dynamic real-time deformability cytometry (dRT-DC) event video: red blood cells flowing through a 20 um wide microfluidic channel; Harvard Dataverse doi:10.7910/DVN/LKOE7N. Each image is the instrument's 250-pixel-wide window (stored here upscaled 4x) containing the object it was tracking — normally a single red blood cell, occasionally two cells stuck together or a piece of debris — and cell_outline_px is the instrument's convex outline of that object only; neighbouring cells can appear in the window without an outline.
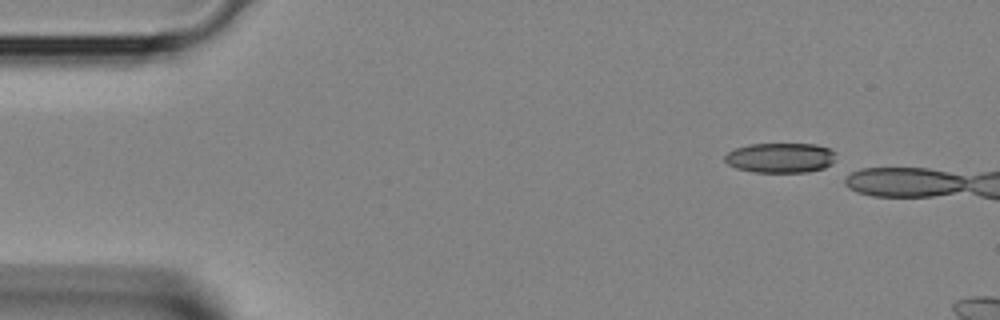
{"species": "Egyptian fruit bat (a non-hibernating species)", "species_latin": "Rousettus aegyptiacus", "temperature_condition": "room temperature", "stored_images_in_passage": 4, "camera_frame_rate_fps": 3000, "um_per_image_px": 0.085, "animal": {"sex": "female"}, "frame": {"image": 1, "passage_image": 1, "time_ms": 0.0, "image_size_px": [1000, 320], "cell_outline_px": [[836, 168], [808, 172], [752, 172], [736, 168], [728, 164], [724, 160], [724, 156], [728, 152], [736, 148], [748, 144], [816, 144], [828, 148], [836, 152]], "centroid_in_image_um": [66.45, 13.43], "position_along_channel_um": 18.5, "area_um2": 20.06}}